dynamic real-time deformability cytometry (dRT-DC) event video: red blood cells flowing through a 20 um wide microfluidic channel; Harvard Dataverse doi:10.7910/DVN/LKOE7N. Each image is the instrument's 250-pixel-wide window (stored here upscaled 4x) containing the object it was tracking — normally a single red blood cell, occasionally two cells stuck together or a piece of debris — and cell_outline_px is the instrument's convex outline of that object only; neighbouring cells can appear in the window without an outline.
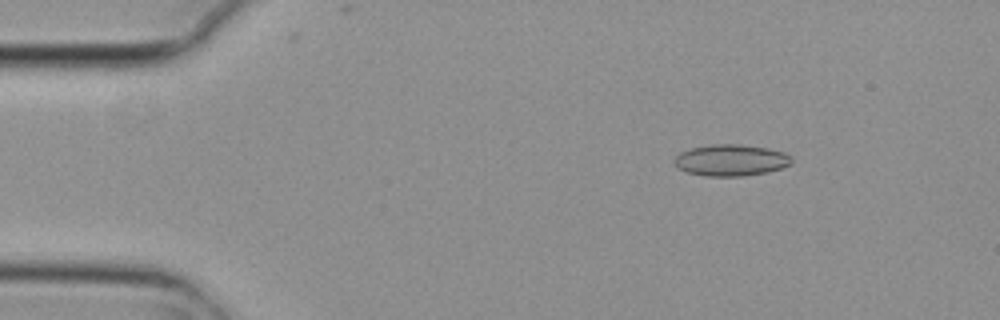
{"species": "common noctule bat (a hibernating species)", "species_latin": "Nyctalus noctula", "temperature_condition": "cold", "stored_images_in_passage": 7, "camera_frame_rate_fps": 3000, "um_per_image_px": 0.085, "animal": {"sex": "female", "body_mass_g": 29.2, "forearm_length_mm": 56.3}, "frame": {"image": 1, "passage_image": 2, "time_ms": 0.333, "image_size_px": [1000, 320], "cell_outline_px": [[792, 160], [788, 164], [780, 168], [768, 172], [744, 176], [704, 176], [688, 172], [680, 168], [672, 160], [680, 152], [692, 148], [712, 144], [740, 144], [768, 148], [784, 152], [792, 156]], "centroid_in_image_um": [62.13, 13.61], "position_along_channel_um": 22.9, "area_um2": 21.44}}
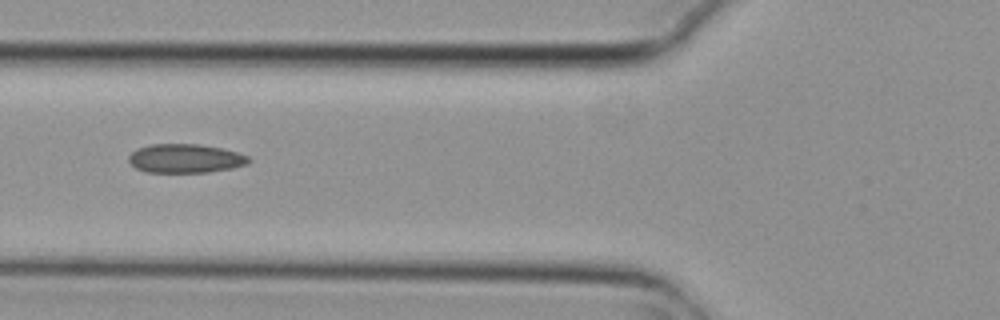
{"frame": {"image": 2, "passage_image": 5, "time_ms": 1.333, "image_size_px": [1000, 320], "cell_outline_px": [[252, 160], [248, 164], [232, 168], [208, 172], [144, 172], [136, 168], [128, 160], [128, 156], [136, 148], [152, 144], [200, 144], [220, 148], [236, 152], [248, 156]], "centroid_in_image_um": [15.74, 13.47], "position_along_channel_um": 110.1, "area_um2": 20.23}}
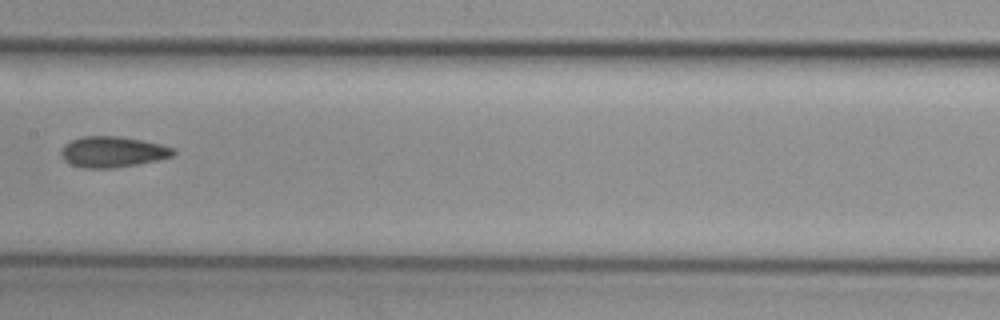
{"frame": {"image": 3, "passage_image": 7, "time_ms": 2.0, "image_size_px": [1000, 320], "cell_outline_px": [[176, 152], [172, 156], [156, 160], [136, 164], [112, 168], [84, 168], [72, 164], [64, 160], [60, 152], [60, 148], [64, 144], [80, 136], [120, 136], [160, 144], [172, 148]], "centroid_in_image_um": [9.52, 12.9], "position_along_channel_um": 197.9, "area_um2": 20.0}}